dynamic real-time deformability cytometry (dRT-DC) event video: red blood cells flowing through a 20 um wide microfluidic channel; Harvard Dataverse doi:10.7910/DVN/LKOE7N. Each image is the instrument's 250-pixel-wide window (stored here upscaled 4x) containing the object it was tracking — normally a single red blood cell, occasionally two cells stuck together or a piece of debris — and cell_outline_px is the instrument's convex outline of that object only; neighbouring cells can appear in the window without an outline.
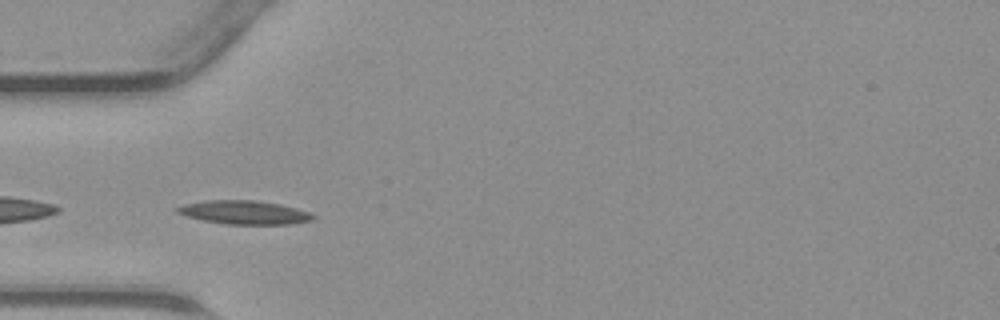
{"species": "common noctule bat (a hibernating species)", "species_latin": "Nyctalus noctula", "temperature_condition": "warm", "stored_images_in_passage": 32, "camera_frame_rate_fps": 3000, "um_per_image_px": 0.085, "animal": {"sex": "male", "body_mass_g": 23.1, "forearm_length_mm": 52.7}, "frame": {"image": 1, "passage_image": 1, "time_ms": 0.0, "image_size_px": [1000, 320], "cell_outline_px": [[316, 216], [312, 220], [288, 224], [228, 224], [204, 220], [188, 216], [176, 212], [176, 208], [184, 204], [204, 200], [256, 200], [280, 204], [296, 208], [308, 212]], "centroid_in_image_um": [20.77, 18.04], "position_along_channel_um": 64.2, "area_um2": 18.5}}
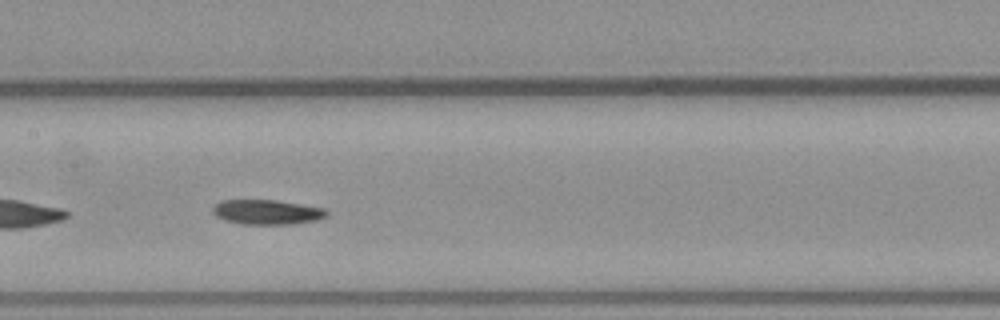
{"frame": {"image": 2, "passage_image": 9, "time_ms": 2.667, "image_size_px": [1000, 320], "cell_outline_px": [[328, 216], [316, 220], [292, 224], [240, 224], [224, 220], [216, 216], [212, 212], [212, 208], [220, 200], [276, 200], [328, 208]], "centroid_in_image_um": [22.72, 18.02], "position_along_channel_um": 184.7, "area_um2": 16.65}}
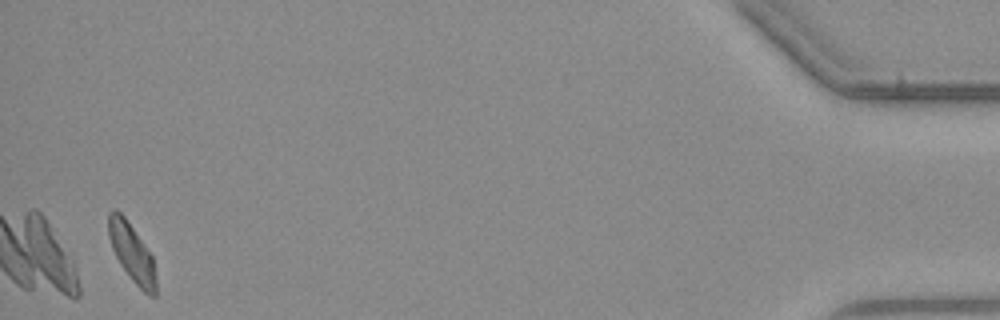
{"frame": {"image": 3, "passage_image": 31, "time_ms": 10.0, "image_size_px": [1000, 320], "cell_outline_px": [[156, 296], [148, 296], [132, 280], [120, 264], [112, 248], [108, 236], [108, 212], [116, 208], [124, 216], [152, 256], [156, 276]], "centroid_in_image_um": [11.2, 21.49], "position_along_channel_um": 424.0, "area_um2": 15.95}}